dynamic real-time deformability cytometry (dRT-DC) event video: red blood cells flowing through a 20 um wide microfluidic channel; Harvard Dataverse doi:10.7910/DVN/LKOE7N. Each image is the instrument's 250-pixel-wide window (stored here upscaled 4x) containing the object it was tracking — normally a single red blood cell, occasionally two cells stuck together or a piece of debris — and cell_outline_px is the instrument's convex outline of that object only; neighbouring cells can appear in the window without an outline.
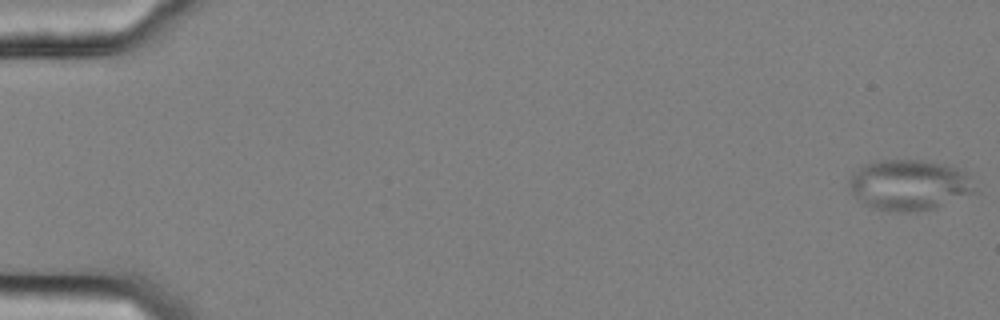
{"species": "common noctule bat (a hibernating species)", "species_latin": "Nyctalus noctula", "temperature_condition": "cold", "stored_images_in_passage": 25, "camera_frame_rate_fps": 3000, "um_per_image_px": 0.085, "animal": {"sex": "female", "body_mass_g": 25.1}, "frame": {"image": 1, "passage_image": 1, "time_ms": 0.0, "image_size_px": [1000, 320], "cell_outline_px": [[980, 192], [936, 208], [912, 212], [896, 212], [876, 208], [864, 204], [856, 200], [848, 184], [848, 180], [864, 164], [872, 160], [924, 160], [948, 164], [968, 172]], "centroid_in_image_um": [77.37, 15.72], "position_along_channel_um": 7.6, "area_um2": 37.97}}
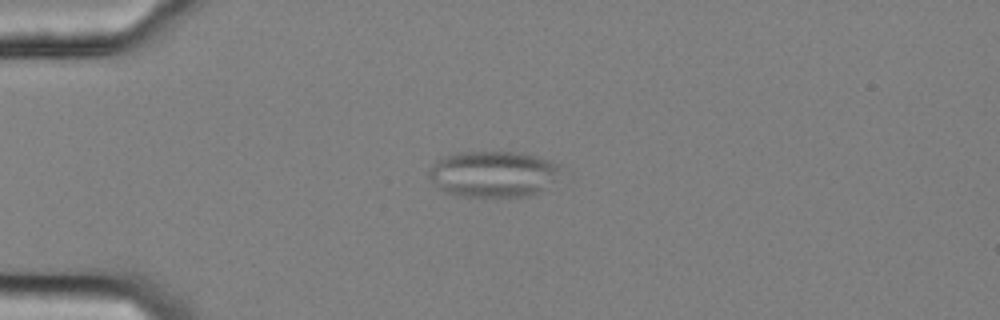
{"frame": {"image": 2, "passage_image": 15, "time_ms": 4.667, "image_size_px": [1000, 320], "cell_outline_px": [[564, 168], [540, 192], [532, 196], [460, 196], [444, 192], [428, 176], [428, 168], [440, 156], [456, 152], [524, 152], [540, 156], [552, 160], [560, 164]], "centroid_in_image_um": [41.92, 14.76], "position_along_channel_um": 43.1, "area_um2": 35.89}}
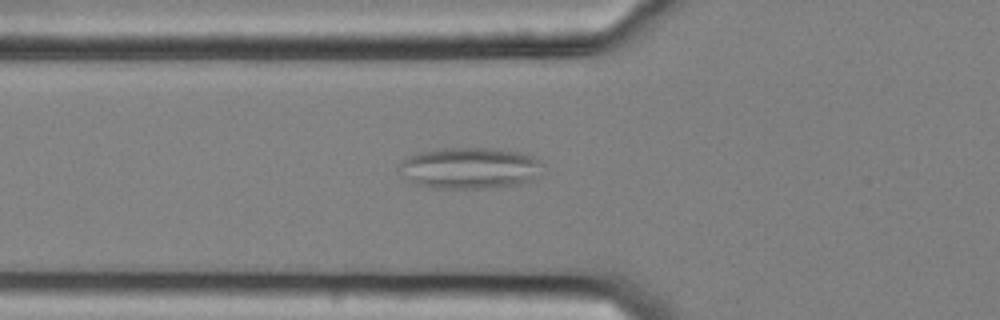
{"frame": {"image": 3, "passage_image": 21, "time_ms": 6.667, "image_size_px": [1000, 320], "cell_outline_px": [[544, 164], [532, 180], [520, 184], [484, 188], [432, 188], [416, 184], [408, 180], [396, 172], [396, 168], [408, 156], [420, 152], [440, 148], [492, 148], [520, 152], [532, 156], [540, 160]], "centroid_in_image_um": [39.88, 14.28], "position_along_channel_um": 85.9, "area_um2": 34.8}}